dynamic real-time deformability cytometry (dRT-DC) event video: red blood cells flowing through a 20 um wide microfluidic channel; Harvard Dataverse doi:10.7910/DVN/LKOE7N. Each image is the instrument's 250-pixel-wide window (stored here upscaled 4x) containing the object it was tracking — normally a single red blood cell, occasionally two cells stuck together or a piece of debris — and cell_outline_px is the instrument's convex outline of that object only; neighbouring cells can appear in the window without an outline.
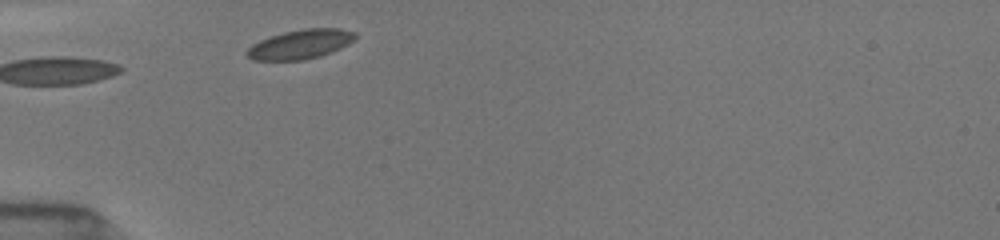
{"species": "common noctule bat (a hibernating species)", "species_latin": "Nyctalus noctula", "temperature_condition": "room temperature", "stored_images_in_passage": 1, "camera_frame_rate_fps": 3000, "um_per_image_px": 0.085, "animal": {"sex": "female", "body_mass_g": 19.5, "forearm_length_mm": 54.1}, "frame": {"image": 1, "passage_image": 1, "time_ms": 0.0, "image_size_px": [1000, 240], "cell_outline_px": [[356, 36], [348, 44], [332, 52], [320, 56], [304, 60], [252, 60], [244, 52], [252, 44], [260, 40], [284, 32], [304, 28], [340, 28], [356, 32]], "centroid_in_image_um": [25.53, 3.76], "position_along_channel_um": 59.5, "area_um2": 18.5}}